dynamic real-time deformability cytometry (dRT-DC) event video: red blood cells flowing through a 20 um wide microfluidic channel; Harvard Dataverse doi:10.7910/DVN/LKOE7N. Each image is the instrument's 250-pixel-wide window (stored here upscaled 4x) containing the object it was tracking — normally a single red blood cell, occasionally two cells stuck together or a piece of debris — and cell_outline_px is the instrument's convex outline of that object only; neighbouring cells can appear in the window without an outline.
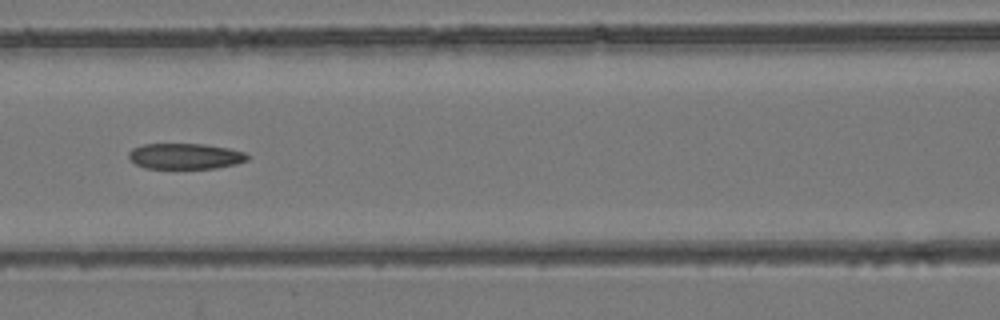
{"species": "common noctule bat (a hibernating species)", "species_latin": "Nyctalus noctula", "temperature_condition": "room temperature", "stored_images_in_passage": 8, "camera_frame_rate_fps": 3000, "um_per_image_px": 0.085, "animal": {"sex": "female", "body_mass_g": 24.6, "forearm_length_mm": 56.2}, "frame": {"image": 1, "passage_image": 8, "time_ms": 2.333, "image_size_px": [1000, 320], "cell_outline_px": [[248, 160], [236, 164], [216, 168], [144, 168], [136, 164], [128, 156], [128, 152], [132, 148], [144, 144], [204, 144], [228, 148], [244, 152], [248, 156]], "centroid_in_image_um": [15.73, 13.27], "position_along_channel_um": 150.9, "area_um2": 17.74}}